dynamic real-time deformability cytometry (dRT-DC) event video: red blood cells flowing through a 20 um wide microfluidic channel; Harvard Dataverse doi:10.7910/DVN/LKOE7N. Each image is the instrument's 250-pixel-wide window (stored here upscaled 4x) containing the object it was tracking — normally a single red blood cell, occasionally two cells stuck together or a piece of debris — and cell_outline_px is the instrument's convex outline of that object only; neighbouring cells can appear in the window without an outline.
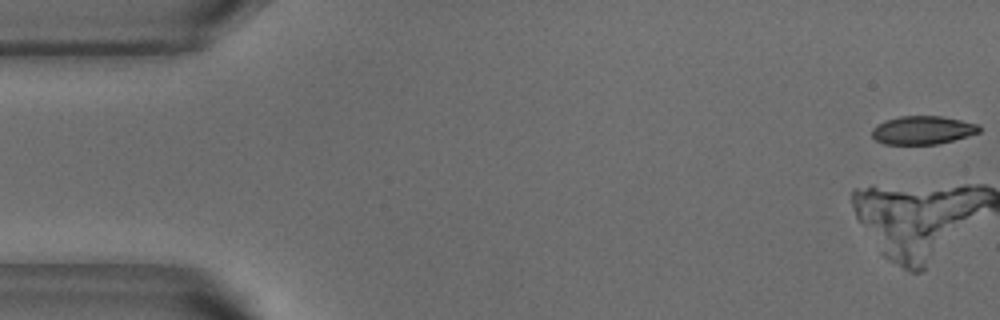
{"species": "common noctule bat (a hibernating species)", "species_latin": "Nyctalus noctula", "temperature_condition": "warm", "stored_images_in_passage": 53, "camera_frame_rate_fps": 3000, "um_per_image_px": 0.085, "animal": {"sex": "male", "body_mass_g": 18.8}, "frame": {"image": 1, "passage_image": 1, "time_ms": 0.0, "image_size_px": [1000, 320], "cell_outline_px": [[980, 132], [968, 136], [936, 144], [884, 144], [876, 140], [872, 136], [872, 128], [876, 124], [884, 120], [900, 116], [940, 116], [980, 124]], "centroid_in_image_um": [78.4, 11.05], "position_along_channel_um": 6.6, "area_um2": 17.74}}